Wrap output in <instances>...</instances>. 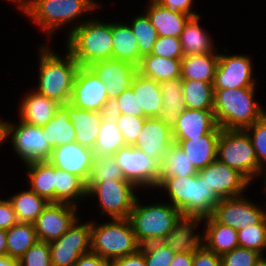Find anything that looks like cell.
<instances>
[{"mask_svg":"<svg viewBox=\"0 0 266 266\" xmlns=\"http://www.w3.org/2000/svg\"><path fill=\"white\" fill-rule=\"evenodd\" d=\"M145 120V117H138L129 114L119 115L117 127L121 131L126 145L132 146L136 142Z\"/></svg>","mask_w":266,"mask_h":266,"instance_id":"cell-49","label":"cell"},{"mask_svg":"<svg viewBox=\"0 0 266 266\" xmlns=\"http://www.w3.org/2000/svg\"><path fill=\"white\" fill-rule=\"evenodd\" d=\"M131 88L138 99L139 111H143L145 118H157L163 104L160 82L137 72Z\"/></svg>","mask_w":266,"mask_h":266,"instance_id":"cell-28","label":"cell"},{"mask_svg":"<svg viewBox=\"0 0 266 266\" xmlns=\"http://www.w3.org/2000/svg\"><path fill=\"white\" fill-rule=\"evenodd\" d=\"M86 198V183L78 176L55 167L54 202L78 206L77 202Z\"/></svg>","mask_w":266,"mask_h":266,"instance_id":"cell-33","label":"cell"},{"mask_svg":"<svg viewBox=\"0 0 266 266\" xmlns=\"http://www.w3.org/2000/svg\"><path fill=\"white\" fill-rule=\"evenodd\" d=\"M108 266H146L143 252L139 249L133 254L125 257L109 260Z\"/></svg>","mask_w":266,"mask_h":266,"instance_id":"cell-55","label":"cell"},{"mask_svg":"<svg viewBox=\"0 0 266 266\" xmlns=\"http://www.w3.org/2000/svg\"><path fill=\"white\" fill-rule=\"evenodd\" d=\"M255 266H266V259L264 256L255 264Z\"/></svg>","mask_w":266,"mask_h":266,"instance_id":"cell-64","label":"cell"},{"mask_svg":"<svg viewBox=\"0 0 266 266\" xmlns=\"http://www.w3.org/2000/svg\"><path fill=\"white\" fill-rule=\"evenodd\" d=\"M25 165L30 189L48 202H54L55 166L49 161L31 162Z\"/></svg>","mask_w":266,"mask_h":266,"instance_id":"cell-35","label":"cell"},{"mask_svg":"<svg viewBox=\"0 0 266 266\" xmlns=\"http://www.w3.org/2000/svg\"><path fill=\"white\" fill-rule=\"evenodd\" d=\"M200 16L191 17L185 24L180 35V42L184 56L194 54H207L216 49L213 39L208 32L200 26Z\"/></svg>","mask_w":266,"mask_h":266,"instance_id":"cell-32","label":"cell"},{"mask_svg":"<svg viewBox=\"0 0 266 266\" xmlns=\"http://www.w3.org/2000/svg\"><path fill=\"white\" fill-rule=\"evenodd\" d=\"M95 9L100 7L98 2L96 3L94 0H87Z\"/></svg>","mask_w":266,"mask_h":266,"instance_id":"cell-65","label":"cell"},{"mask_svg":"<svg viewBox=\"0 0 266 266\" xmlns=\"http://www.w3.org/2000/svg\"><path fill=\"white\" fill-rule=\"evenodd\" d=\"M137 72L157 82L181 78V59L149 54L141 58Z\"/></svg>","mask_w":266,"mask_h":266,"instance_id":"cell-34","label":"cell"},{"mask_svg":"<svg viewBox=\"0 0 266 266\" xmlns=\"http://www.w3.org/2000/svg\"><path fill=\"white\" fill-rule=\"evenodd\" d=\"M194 252L175 253L169 266H193Z\"/></svg>","mask_w":266,"mask_h":266,"instance_id":"cell-58","label":"cell"},{"mask_svg":"<svg viewBox=\"0 0 266 266\" xmlns=\"http://www.w3.org/2000/svg\"><path fill=\"white\" fill-rule=\"evenodd\" d=\"M73 266H108V260L98 254L89 252L82 255Z\"/></svg>","mask_w":266,"mask_h":266,"instance_id":"cell-57","label":"cell"},{"mask_svg":"<svg viewBox=\"0 0 266 266\" xmlns=\"http://www.w3.org/2000/svg\"><path fill=\"white\" fill-rule=\"evenodd\" d=\"M123 135L117 122H101L93 151L95 156L114 155L119 149L126 147Z\"/></svg>","mask_w":266,"mask_h":266,"instance_id":"cell-41","label":"cell"},{"mask_svg":"<svg viewBox=\"0 0 266 266\" xmlns=\"http://www.w3.org/2000/svg\"><path fill=\"white\" fill-rule=\"evenodd\" d=\"M113 157L120 166L124 179L137 188H156L160 177V165L140 149L127 145L119 149Z\"/></svg>","mask_w":266,"mask_h":266,"instance_id":"cell-11","label":"cell"},{"mask_svg":"<svg viewBox=\"0 0 266 266\" xmlns=\"http://www.w3.org/2000/svg\"><path fill=\"white\" fill-rule=\"evenodd\" d=\"M161 6L166 7L171 10L179 11L190 15L191 17H196L195 11H192L194 0H155Z\"/></svg>","mask_w":266,"mask_h":266,"instance_id":"cell-54","label":"cell"},{"mask_svg":"<svg viewBox=\"0 0 266 266\" xmlns=\"http://www.w3.org/2000/svg\"><path fill=\"white\" fill-rule=\"evenodd\" d=\"M88 67L105 84L108 99L117 98L124 90L129 89L137 73V66L116 59L98 61Z\"/></svg>","mask_w":266,"mask_h":266,"instance_id":"cell-18","label":"cell"},{"mask_svg":"<svg viewBox=\"0 0 266 266\" xmlns=\"http://www.w3.org/2000/svg\"><path fill=\"white\" fill-rule=\"evenodd\" d=\"M112 59L139 65L138 42L129 23H112Z\"/></svg>","mask_w":266,"mask_h":266,"instance_id":"cell-31","label":"cell"},{"mask_svg":"<svg viewBox=\"0 0 266 266\" xmlns=\"http://www.w3.org/2000/svg\"><path fill=\"white\" fill-rule=\"evenodd\" d=\"M66 39V49L80 66L112 59V23L88 19L72 30Z\"/></svg>","mask_w":266,"mask_h":266,"instance_id":"cell-5","label":"cell"},{"mask_svg":"<svg viewBox=\"0 0 266 266\" xmlns=\"http://www.w3.org/2000/svg\"><path fill=\"white\" fill-rule=\"evenodd\" d=\"M107 100L105 84L89 67L80 66L69 103L79 109L100 112Z\"/></svg>","mask_w":266,"mask_h":266,"instance_id":"cell-17","label":"cell"},{"mask_svg":"<svg viewBox=\"0 0 266 266\" xmlns=\"http://www.w3.org/2000/svg\"><path fill=\"white\" fill-rule=\"evenodd\" d=\"M218 49L207 54H194L181 58V79L200 80L213 84L218 64Z\"/></svg>","mask_w":266,"mask_h":266,"instance_id":"cell-29","label":"cell"},{"mask_svg":"<svg viewBox=\"0 0 266 266\" xmlns=\"http://www.w3.org/2000/svg\"><path fill=\"white\" fill-rule=\"evenodd\" d=\"M165 190L170 204L184 214L210 216L221 200L198 175L159 177L156 189Z\"/></svg>","mask_w":266,"mask_h":266,"instance_id":"cell-3","label":"cell"},{"mask_svg":"<svg viewBox=\"0 0 266 266\" xmlns=\"http://www.w3.org/2000/svg\"><path fill=\"white\" fill-rule=\"evenodd\" d=\"M239 247L255 250L264 256L266 250V217L257 224L238 230Z\"/></svg>","mask_w":266,"mask_h":266,"instance_id":"cell-44","label":"cell"},{"mask_svg":"<svg viewBox=\"0 0 266 266\" xmlns=\"http://www.w3.org/2000/svg\"><path fill=\"white\" fill-rule=\"evenodd\" d=\"M140 249L129 218H112L101 224L91 221V252L106 260L133 254Z\"/></svg>","mask_w":266,"mask_h":266,"instance_id":"cell-6","label":"cell"},{"mask_svg":"<svg viewBox=\"0 0 266 266\" xmlns=\"http://www.w3.org/2000/svg\"><path fill=\"white\" fill-rule=\"evenodd\" d=\"M49 47H39V82L35 91L61 105L67 104L80 65L67 50L66 55L61 57Z\"/></svg>","mask_w":266,"mask_h":266,"instance_id":"cell-1","label":"cell"},{"mask_svg":"<svg viewBox=\"0 0 266 266\" xmlns=\"http://www.w3.org/2000/svg\"><path fill=\"white\" fill-rule=\"evenodd\" d=\"M10 137L15 154L25 164L38 161H48L52 148L43 136V127L26 124L6 123V139Z\"/></svg>","mask_w":266,"mask_h":266,"instance_id":"cell-10","label":"cell"},{"mask_svg":"<svg viewBox=\"0 0 266 266\" xmlns=\"http://www.w3.org/2000/svg\"><path fill=\"white\" fill-rule=\"evenodd\" d=\"M221 128L217 126L212 132L191 140H174L188 156L197 171L217 159L218 141Z\"/></svg>","mask_w":266,"mask_h":266,"instance_id":"cell-23","label":"cell"},{"mask_svg":"<svg viewBox=\"0 0 266 266\" xmlns=\"http://www.w3.org/2000/svg\"><path fill=\"white\" fill-rule=\"evenodd\" d=\"M250 56L219 53L215 70L214 89L255 87L253 65Z\"/></svg>","mask_w":266,"mask_h":266,"instance_id":"cell-13","label":"cell"},{"mask_svg":"<svg viewBox=\"0 0 266 266\" xmlns=\"http://www.w3.org/2000/svg\"><path fill=\"white\" fill-rule=\"evenodd\" d=\"M261 174H262L263 176H265V177H264V179H265V180H264V184H265V185H264L263 188H264V191L266 192V167L261 168V169L259 170L258 177H259ZM265 207H266V206H265Z\"/></svg>","mask_w":266,"mask_h":266,"instance_id":"cell-62","label":"cell"},{"mask_svg":"<svg viewBox=\"0 0 266 266\" xmlns=\"http://www.w3.org/2000/svg\"><path fill=\"white\" fill-rule=\"evenodd\" d=\"M255 91L256 87L214 89L213 111L221 129L244 130L266 114Z\"/></svg>","mask_w":266,"mask_h":266,"instance_id":"cell-2","label":"cell"},{"mask_svg":"<svg viewBox=\"0 0 266 266\" xmlns=\"http://www.w3.org/2000/svg\"><path fill=\"white\" fill-rule=\"evenodd\" d=\"M249 136L260 168L266 167V114L244 129Z\"/></svg>","mask_w":266,"mask_h":266,"instance_id":"cell-46","label":"cell"},{"mask_svg":"<svg viewBox=\"0 0 266 266\" xmlns=\"http://www.w3.org/2000/svg\"><path fill=\"white\" fill-rule=\"evenodd\" d=\"M18 266H52L49 243L38 240L18 258Z\"/></svg>","mask_w":266,"mask_h":266,"instance_id":"cell-47","label":"cell"},{"mask_svg":"<svg viewBox=\"0 0 266 266\" xmlns=\"http://www.w3.org/2000/svg\"><path fill=\"white\" fill-rule=\"evenodd\" d=\"M162 90V109L158 119L173 127L180 113L186 109L183 99L182 79L176 78L160 82Z\"/></svg>","mask_w":266,"mask_h":266,"instance_id":"cell-30","label":"cell"},{"mask_svg":"<svg viewBox=\"0 0 266 266\" xmlns=\"http://www.w3.org/2000/svg\"><path fill=\"white\" fill-rule=\"evenodd\" d=\"M37 241L34 224L18 222L6 230L7 255L18 259Z\"/></svg>","mask_w":266,"mask_h":266,"instance_id":"cell-39","label":"cell"},{"mask_svg":"<svg viewBox=\"0 0 266 266\" xmlns=\"http://www.w3.org/2000/svg\"><path fill=\"white\" fill-rule=\"evenodd\" d=\"M95 8L87 0H25L19 10L42 29L51 38L53 33L60 27L71 25L69 34L84 21H79L82 15L93 12ZM77 20V22H76ZM73 26V28H72Z\"/></svg>","mask_w":266,"mask_h":266,"instance_id":"cell-4","label":"cell"},{"mask_svg":"<svg viewBox=\"0 0 266 266\" xmlns=\"http://www.w3.org/2000/svg\"><path fill=\"white\" fill-rule=\"evenodd\" d=\"M144 11L155 27L158 36L179 38L185 24L191 18L185 13L161 6L155 0H150Z\"/></svg>","mask_w":266,"mask_h":266,"instance_id":"cell-25","label":"cell"},{"mask_svg":"<svg viewBox=\"0 0 266 266\" xmlns=\"http://www.w3.org/2000/svg\"><path fill=\"white\" fill-rule=\"evenodd\" d=\"M7 255L6 230H0V256Z\"/></svg>","mask_w":266,"mask_h":266,"instance_id":"cell-60","label":"cell"},{"mask_svg":"<svg viewBox=\"0 0 266 266\" xmlns=\"http://www.w3.org/2000/svg\"><path fill=\"white\" fill-rule=\"evenodd\" d=\"M137 187L128 180H106L86 185L87 197L96 196L100 213L108 218H129L138 195Z\"/></svg>","mask_w":266,"mask_h":266,"instance_id":"cell-9","label":"cell"},{"mask_svg":"<svg viewBox=\"0 0 266 266\" xmlns=\"http://www.w3.org/2000/svg\"><path fill=\"white\" fill-rule=\"evenodd\" d=\"M146 266H169L175 252L162 241H153L140 245Z\"/></svg>","mask_w":266,"mask_h":266,"instance_id":"cell-45","label":"cell"},{"mask_svg":"<svg viewBox=\"0 0 266 266\" xmlns=\"http://www.w3.org/2000/svg\"><path fill=\"white\" fill-rule=\"evenodd\" d=\"M174 143L172 127L158 118H146L133 147L140 149L159 164Z\"/></svg>","mask_w":266,"mask_h":266,"instance_id":"cell-20","label":"cell"},{"mask_svg":"<svg viewBox=\"0 0 266 266\" xmlns=\"http://www.w3.org/2000/svg\"><path fill=\"white\" fill-rule=\"evenodd\" d=\"M77 209L72 204L49 202L33 223L38 240L50 243L59 239L79 218Z\"/></svg>","mask_w":266,"mask_h":266,"instance_id":"cell-15","label":"cell"},{"mask_svg":"<svg viewBox=\"0 0 266 266\" xmlns=\"http://www.w3.org/2000/svg\"><path fill=\"white\" fill-rule=\"evenodd\" d=\"M8 2H15L13 4L18 5L19 10L23 7V4L25 3V0H7Z\"/></svg>","mask_w":266,"mask_h":266,"instance_id":"cell-63","label":"cell"},{"mask_svg":"<svg viewBox=\"0 0 266 266\" xmlns=\"http://www.w3.org/2000/svg\"><path fill=\"white\" fill-rule=\"evenodd\" d=\"M120 114H129L138 117H145L143 111H139L138 99L132 88L124 90L117 97Z\"/></svg>","mask_w":266,"mask_h":266,"instance_id":"cell-51","label":"cell"},{"mask_svg":"<svg viewBox=\"0 0 266 266\" xmlns=\"http://www.w3.org/2000/svg\"><path fill=\"white\" fill-rule=\"evenodd\" d=\"M19 222L34 223L49 203L30 188L8 198Z\"/></svg>","mask_w":266,"mask_h":266,"instance_id":"cell-37","label":"cell"},{"mask_svg":"<svg viewBox=\"0 0 266 266\" xmlns=\"http://www.w3.org/2000/svg\"><path fill=\"white\" fill-rule=\"evenodd\" d=\"M79 221L77 218L59 239L49 243L52 266H73L82 255L91 252V221Z\"/></svg>","mask_w":266,"mask_h":266,"instance_id":"cell-12","label":"cell"},{"mask_svg":"<svg viewBox=\"0 0 266 266\" xmlns=\"http://www.w3.org/2000/svg\"><path fill=\"white\" fill-rule=\"evenodd\" d=\"M61 106L67 111L74 127L76 142L93 149L102 122L100 112L79 109L70 103Z\"/></svg>","mask_w":266,"mask_h":266,"instance_id":"cell-26","label":"cell"},{"mask_svg":"<svg viewBox=\"0 0 266 266\" xmlns=\"http://www.w3.org/2000/svg\"><path fill=\"white\" fill-rule=\"evenodd\" d=\"M182 91L186 108L213 110L214 87L212 83L182 79Z\"/></svg>","mask_w":266,"mask_h":266,"instance_id":"cell-38","label":"cell"},{"mask_svg":"<svg viewBox=\"0 0 266 266\" xmlns=\"http://www.w3.org/2000/svg\"><path fill=\"white\" fill-rule=\"evenodd\" d=\"M181 212L170 203L141 204L137 197L129 220L140 245L161 241L170 232Z\"/></svg>","mask_w":266,"mask_h":266,"instance_id":"cell-7","label":"cell"},{"mask_svg":"<svg viewBox=\"0 0 266 266\" xmlns=\"http://www.w3.org/2000/svg\"><path fill=\"white\" fill-rule=\"evenodd\" d=\"M159 165L160 177H184L198 173L186 153L176 143L169 147Z\"/></svg>","mask_w":266,"mask_h":266,"instance_id":"cell-40","label":"cell"},{"mask_svg":"<svg viewBox=\"0 0 266 266\" xmlns=\"http://www.w3.org/2000/svg\"><path fill=\"white\" fill-rule=\"evenodd\" d=\"M129 25L138 42L140 63L142 57L152 53L158 34L146 13L134 17Z\"/></svg>","mask_w":266,"mask_h":266,"instance_id":"cell-42","label":"cell"},{"mask_svg":"<svg viewBox=\"0 0 266 266\" xmlns=\"http://www.w3.org/2000/svg\"><path fill=\"white\" fill-rule=\"evenodd\" d=\"M6 121H2V119H0V145H2L3 143H5L4 141H6Z\"/></svg>","mask_w":266,"mask_h":266,"instance_id":"cell-61","label":"cell"},{"mask_svg":"<svg viewBox=\"0 0 266 266\" xmlns=\"http://www.w3.org/2000/svg\"><path fill=\"white\" fill-rule=\"evenodd\" d=\"M218 126L213 110H183L172 127L174 140H191L212 132Z\"/></svg>","mask_w":266,"mask_h":266,"instance_id":"cell-22","label":"cell"},{"mask_svg":"<svg viewBox=\"0 0 266 266\" xmlns=\"http://www.w3.org/2000/svg\"><path fill=\"white\" fill-rule=\"evenodd\" d=\"M204 218L201 215L180 213L172 230L161 241L175 253L194 252L203 245L202 234L195 230L200 222H204Z\"/></svg>","mask_w":266,"mask_h":266,"instance_id":"cell-21","label":"cell"},{"mask_svg":"<svg viewBox=\"0 0 266 266\" xmlns=\"http://www.w3.org/2000/svg\"><path fill=\"white\" fill-rule=\"evenodd\" d=\"M204 222L202 236L207 249L221 256L239 247L237 229L219 223L212 215L206 216Z\"/></svg>","mask_w":266,"mask_h":266,"instance_id":"cell-27","label":"cell"},{"mask_svg":"<svg viewBox=\"0 0 266 266\" xmlns=\"http://www.w3.org/2000/svg\"><path fill=\"white\" fill-rule=\"evenodd\" d=\"M18 222L10 201L8 199H0V230H8Z\"/></svg>","mask_w":266,"mask_h":266,"instance_id":"cell-53","label":"cell"},{"mask_svg":"<svg viewBox=\"0 0 266 266\" xmlns=\"http://www.w3.org/2000/svg\"><path fill=\"white\" fill-rule=\"evenodd\" d=\"M43 136L52 149L76 142L74 127L67 111L61 105L54 117L43 126Z\"/></svg>","mask_w":266,"mask_h":266,"instance_id":"cell-36","label":"cell"},{"mask_svg":"<svg viewBox=\"0 0 266 266\" xmlns=\"http://www.w3.org/2000/svg\"><path fill=\"white\" fill-rule=\"evenodd\" d=\"M0 266H18V259L8 255L0 256Z\"/></svg>","mask_w":266,"mask_h":266,"instance_id":"cell-59","label":"cell"},{"mask_svg":"<svg viewBox=\"0 0 266 266\" xmlns=\"http://www.w3.org/2000/svg\"><path fill=\"white\" fill-rule=\"evenodd\" d=\"M193 266H222L221 256L201 245L194 251Z\"/></svg>","mask_w":266,"mask_h":266,"instance_id":"cell-52","label":"cell"},{"mask_svg":"<svg viewBox=\"0 0 266 266\" xmlns=\"http://www.w3.org/2000/svg\"><path fill=\"white\" fill-rule=\"evenodd\" d=\"M151 54L159 57L181 59L184 55L182 52L180 38L172 36H158Z\"/></svg>","mask_w":266,"mask_h":266,"instance_id":"cell-50","label":"cell"},{"mask_svg":"<svg viewBox=\"0 0 266 266\" xmlns=\"http://www.w3.org/2000/svg\"><path fill=\"white\" fill-rule=\"evenodd\" d=\"M60 105L56 100L47 98L33 90L27 93L20 103L18 110L20 121L43 127L54 117Z\"/></svg>","mask_w":266,"mask_h":266,"instance_id":"cell-24","label":"cell"},{"mask_svg":"<svg viewBox=\"0 0 266 266\" xmlns=\"http://www.w3.org/2000/svg\"><path fill=\"white\" fill-rule=\"evenodd\" d=\"M245 197L242 195L221 199L212 216L219 223L237 230L260 223L266 217V210Z\"/></svg>","mask_w":266,"mask_h":266,"instance_id":"cell-14","label":"cell"},{"mask_svg":"<svg viewBox=\"0 0 266 266\" xmlns=\"http://www.w3.org/2000/svg\"><path fill=\"white\" fill-rule=\"evenodd\" d=\"M126 180L112 155L95 156L86 185H96L106 180Z\"/></svg>","mask_w":266,"mask_h":266,"instance_id":"cell-43","label":"cell"},{"mask_svg":"<svg viewBox=\"0 0 266 266\" xmlns=\"http://www.w3.org/2000/svg\"><path fill=\"white\" fill-rule=\"evenodd\" d=\"M94 158L93 149L72 142L54 148L48 161L53 166L78 176L86 183Z\"/></svg>","mask_w":266,"mask_h":266,"instance_id":"cell-19","label":"cell"},{"mask_svg":"<svg viewBox=\"0 0 266 266\" xmlns=\"http://www.w3.org/2000/svg\"><path fill=\"white\" fill-rule=\"evenodd\" d=\"M262 255L255 250L236 247L221 255L222 266H255Z\"/></svg>","mask_w":266,"mask_h":266,"instance_id":"cell-48","label":"cell"},{"mask_svg":"<svg viewBox=\"0 0 266 266\" xmlns=\"http://www.w3.org/2000/svg\"><path fill=\"white\" fill-rule=\"evenodd\" d=\"M100 115L102 117V121L104 122H117L120 115L117 98L108 99L101 107Z\"/></svg>","mask_w":266,"mask_h":266,"instance_id":"cell-56","label":"cell"},{"mask_svg":"<svg viewBox=\"0 0 266 266\" xmlns=\"http://www.w3.org/2000/svg\"><path fill=\"white\" fill-rule=\"evenodd\" d=\"M217 159L238 170L251 183L261 169L251 140L244 130L221 129Z\"/></svg>","mask_w":266,"mask_h":266,"instance_id":"cell-8","label":"cell"},{"mask_svg":"<svg viewBox=\"0 0 266 266\" xmlns=\"http://www.w3.org/2000/svg\"><path fill=\"white\" fill-rule=\"evenodd\" d=\"M220 198H232L244 195V190L252 184L238 170L227 166L218 159L197 173Z\"/></svg>","mask_w":266,"mask_h":266,"instance_id":"cell-16","label":"cell"}]
</instances>
